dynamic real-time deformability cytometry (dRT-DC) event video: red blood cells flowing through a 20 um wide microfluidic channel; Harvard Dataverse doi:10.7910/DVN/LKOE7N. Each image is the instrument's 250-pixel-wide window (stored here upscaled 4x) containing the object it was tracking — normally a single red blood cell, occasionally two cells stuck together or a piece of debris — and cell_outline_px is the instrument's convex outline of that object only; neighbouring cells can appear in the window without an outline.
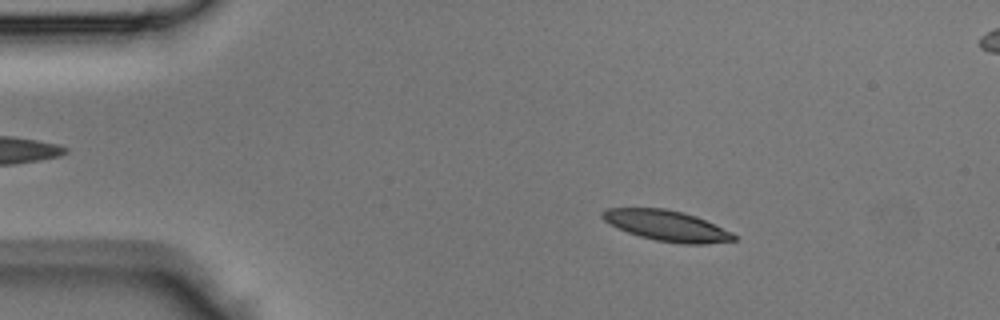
{"species": "Egyptian fruit bat (a non-hibernating species)", "species_latin": "Rousettus aegyptiacus", "temperature_condition": "room temperature", "stored_images_in_passage": 40, "segment_of_instrument_passage": [1, 2], "camera_frame_rate_fps": 3000, "um_per_image_px": 0.085, "animal": {"sex": "male"}, "frame": {"image": 1, "passage_image": 2, "time_ms": 0.333, "image_size_px": [1000, 320], "cell_outline_px": [[736, 240], [704, 244], [680, 244], [656, 240], [640, 236], [628, 232], [604, 220], [600, 216], [600, 212], [608, 208], [664, 208], [684, 212], [696, 216], [732, 232], [736, 236]], "centroid_in_image_um": [56.69, 19.18], "position_along_channel_um": 28.3, "area_um2": 23.29}}
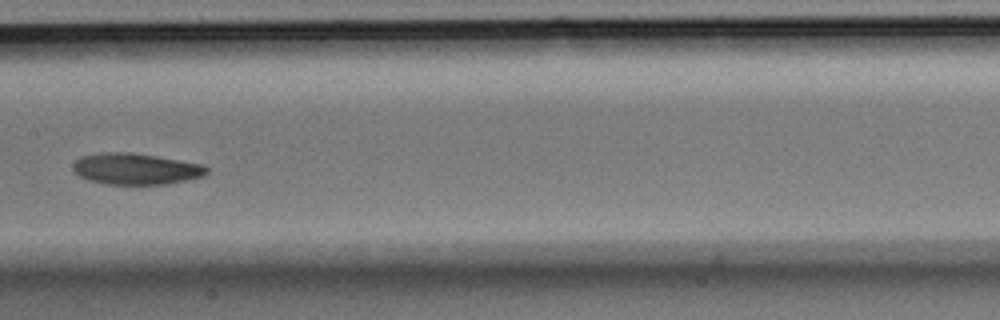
{"frame": {"image": 2, "passage_image": 17, "time_ms": 5.333, "image_size_px": [1000, 320], "cell_outline_px": [[208, 172], [204, 176], [188, 180], [168, 184], [104, 184], [88, 180], [80, 176], [72, 168], [72, 164], [80, 156], [104, 152], [132, 152], [204, 164], [208, 168]], "centroid_in_image_um": [11.56, 14.35], "position_along_channel_um": 195.8, "area_um2": 24.57}}
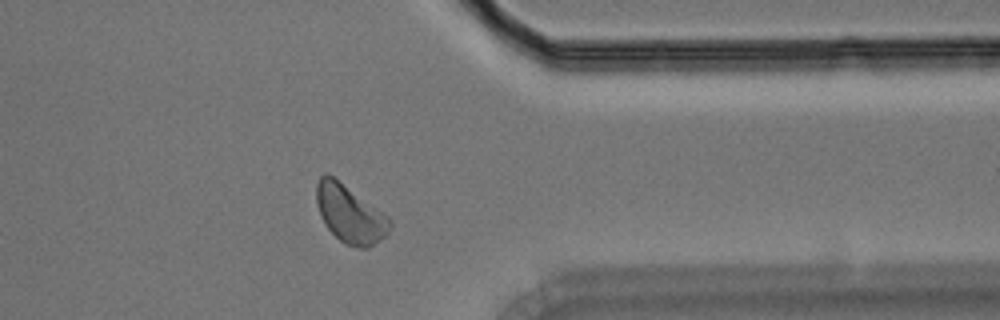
{"frame": {"image": 3, "passage_image": 30, "time_ms": 9.667, "image_size_px": [1000, 320], "cell_outline_px": [[392, 228], [384, 236], [368, 248], [356, 248], [340, 240], [324, 224], [320, 216], [316, 204], [316, 184], [320, 176], [324, 172], [332, 176], [388, 216], [392, 220]], "centroid_in_image_um": [29.73, 18.19], "position_along_channel_um": 381.7, "area_um2": 24.45}}